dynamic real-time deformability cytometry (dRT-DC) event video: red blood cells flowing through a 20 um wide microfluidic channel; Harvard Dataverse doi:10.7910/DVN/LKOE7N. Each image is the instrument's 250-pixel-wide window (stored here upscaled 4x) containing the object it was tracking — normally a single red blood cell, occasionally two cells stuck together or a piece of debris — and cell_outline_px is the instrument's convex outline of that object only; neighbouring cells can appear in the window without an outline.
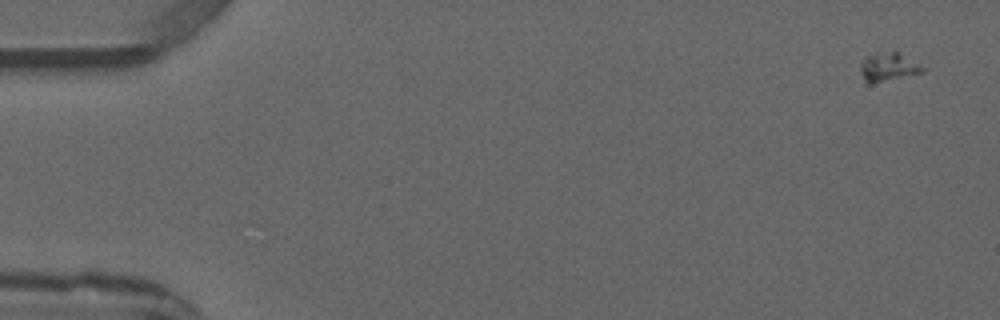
{"species": "common noctule bat (a hibernating species)", "species_latin": "Nyctalus noctula", "temperature_condition": "warm", "stored_images_in_passage": 6, "camera_frame_rate_fps": 3000, "um_per_image_px": 0.085, "animal": {"sex": "male", "forearm_length_mm": 52.5}, "frame": {"image": 1, "passage_image": 1, "time_ms": 0.0, "image_size_px": [1000, 320], "cell_outline_px": [[928, 68], [924, 72], [872, 84], [868, 84], [864, 80], [860, 68], [860, 64], [864, 56], [892, 52], [900, 52]], "centroid_in_image_um": [75.55, 5.71], "position_along_channel_um": 9.5, "area_um2": 10.46}}
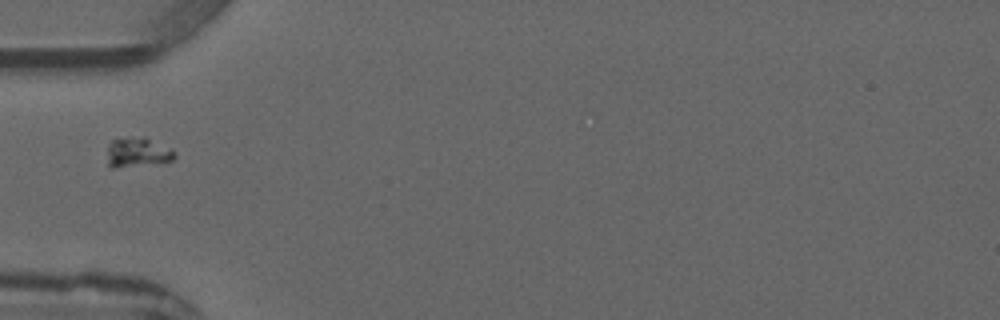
{"frame": {"image": 2, "passage_image": 5, "time_ms": 4.667, "image_size_px": [1000, 320], "cell_outline_px": [[176, 156], [172, 160], [112, 168], [108, 164], [108, 144], [112, 140], [144, 136], [172, 148], [176, 152]], "centroid_in_image_um": [11.71, 12.92], "position_along_channel_um": 73.3, "area_um2": 11.39}}
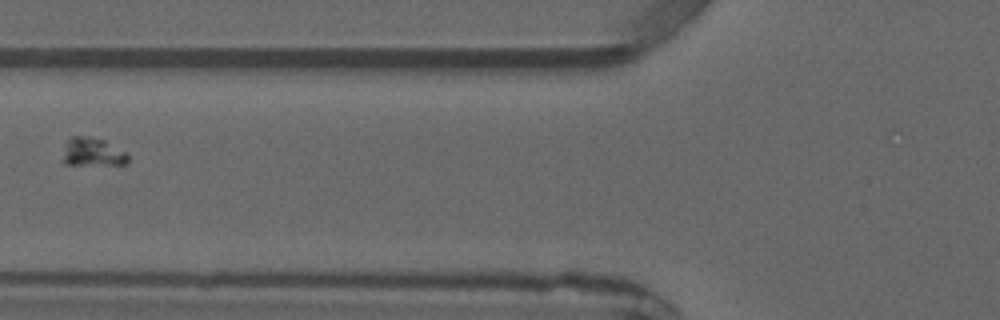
{"frame": {"image": 3, "passage_image": 6, "time_ms": 5.667, "image_size_px": [1000, 320], "cell_outline_px": [[128, 164], [64, 164], [60, 160], [68, 140], [72, 136], [88, 136], [104, 140], [128, 152]], "centroid_in_image_um": [7.87, 12.92], "position_along_channel_um": 117.9, "area_um2": 10.87}}